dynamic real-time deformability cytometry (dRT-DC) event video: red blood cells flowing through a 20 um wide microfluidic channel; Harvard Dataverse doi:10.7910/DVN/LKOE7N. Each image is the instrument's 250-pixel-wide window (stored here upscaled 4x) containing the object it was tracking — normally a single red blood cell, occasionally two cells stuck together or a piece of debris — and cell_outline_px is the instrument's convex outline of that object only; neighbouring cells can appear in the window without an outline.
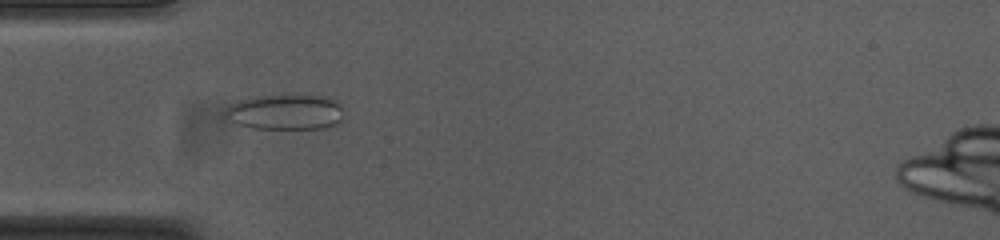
{"species": "common noctule bat (a hibernating species)", "species_latin": "Nyctalus noctula", "temperature_condition": "cold", "stored_images_in_passage": 53, "camera_frame_rate_fps": 3000, "um_per_image_px": 0.085, "animal": {"sex": "female", "body_mass_g": 23.0, "forearm_length_mm": 53.4}, "frame": {"image": 1, "passage_image": 16, "time_ms": 5.0, "image_size_px": [1000, 240], "cell_outline_px": [[340, 120], [324, 128], [252, 128], [240, 124], [232, 120], [224, 112], [232, 104], [240, 100], [256, 96], [328, 96], [336, 100], [340, 108]], "centroid_in_image_um": [24.26, 9.52], "position_along_channel_um": 60.7, "area_um2": 23.52}}
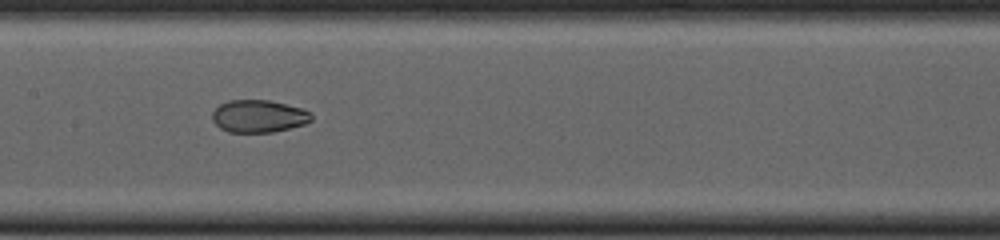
{"frame": {"image": 2, "passage_image": 26, "time_ms": 8.333, "image_size_px": [1000, 240], "cell_outline_px": [[312, 120], [304, 124], [272, 132], [228, 132], [220, 128], [212, 120], [212, 112], [220, 104], [228, 100], [272, 100], [304, 108], [312, 112]], "centroid_in_image_um": [22.0, 9.86], "position_along_channel_um": 185.4, "area_um2": 18.96}}
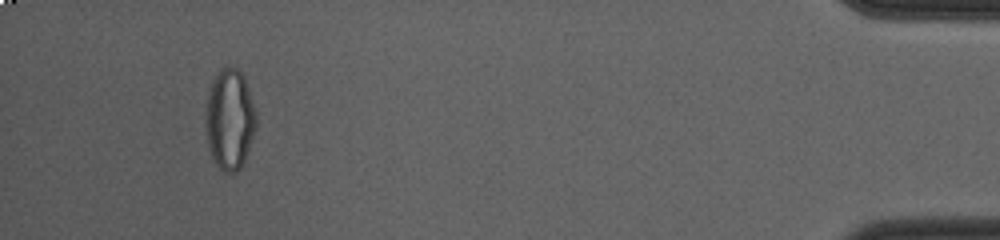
{"frame": {"image": 3, "passage_image": 50, "time_ms": 16.333, "image_size_px": [1000, 240], "cell_outline_px": [[256, 128], [244, 160], [240, 168], [236, 172], [224, 172], [212, 160], [208, 144], [204, 120], [204, 112], [208, 92], [212, 80], [216, 72], [224, 64], [236, 68], [244, 76], [256, 112]], "centroid_in_image_um": [19.49, 10.1], "position_along_channel_um": 415.7, "area_um2": 30.06}, "authors_computed_cell_mechanics": {"area_um2": 24.0448, "velocity_mm_per_s": 3.7714, "shape_relaxation_time_tau1_ms": null, "shape_relaxation_time_tau2_ms": 1.8552, "deformation_change_tau1": null, "deformation_change_tau2": 0.0583}}